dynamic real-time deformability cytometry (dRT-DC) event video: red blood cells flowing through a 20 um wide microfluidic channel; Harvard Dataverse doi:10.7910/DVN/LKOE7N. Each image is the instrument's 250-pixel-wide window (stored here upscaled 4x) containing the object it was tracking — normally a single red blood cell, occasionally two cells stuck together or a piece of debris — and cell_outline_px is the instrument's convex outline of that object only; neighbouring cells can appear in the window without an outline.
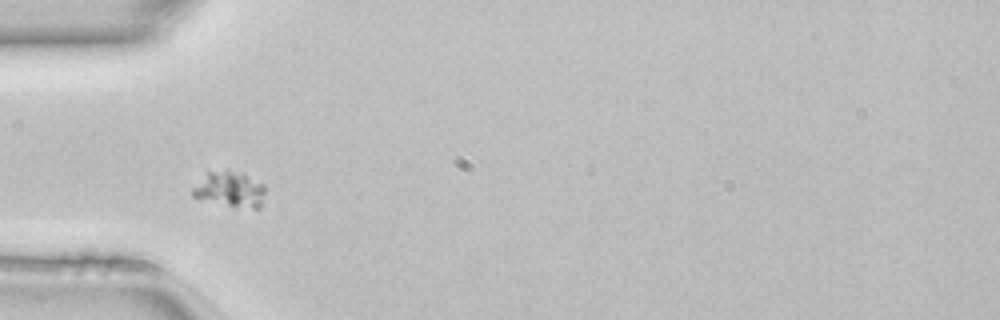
{"species": "common noctule bat (a hibernating species)", "species_latin": "Nyctalus noctula", "temperature_condition": "room temperature", "stored_images_in_passage": 36, "camera_frame_rate_fps": 3000, "um_per_image_px": 0.085, "animal": {"sex": "female", "body_mass_g": 22.7, "forearm_length_mm": 54.2}, "frame": {"image": 1, "passage_image": 1, "time_ms": 0.0, "image_size_px": [1000, 320], "cell_outline_px": [[264, 192], [260, 208], [252, 208], [228, 204], [192, 196], [192, 188], [208, 172], [232, 172], [244, 176], [264, 184]], "centroid_in_image_um": [19.55, 16.11], "position_along_channel_um": 65.5, "area_um2": 13.81}}
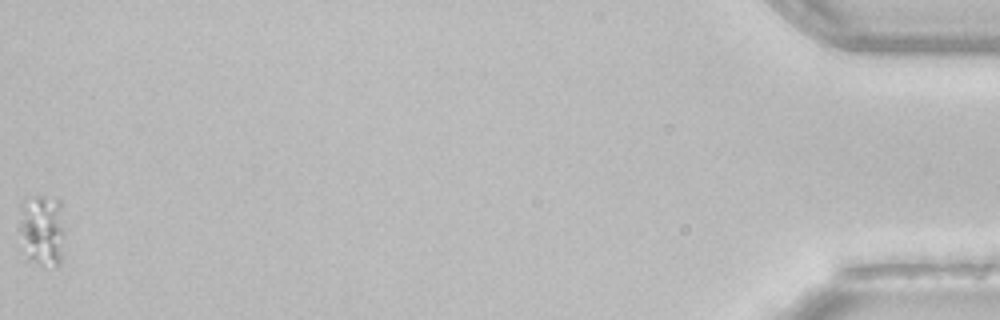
{"frame": {"image": 2, "passage_image": 36, "time_ms": 11.667, "image_size_px": [1000, 320], "cell_outline_px": [[64, 236], [60, 264], [56, 268], [44, 268], [28, 260], [16, 228], [24, 208], [36, 196], [44, 196], [60, 200], [64, 232]], "centroid_in_image_um": [3.61, 19.69], "position_along_channel_um": 431.6, "area_um2": 19.25}}